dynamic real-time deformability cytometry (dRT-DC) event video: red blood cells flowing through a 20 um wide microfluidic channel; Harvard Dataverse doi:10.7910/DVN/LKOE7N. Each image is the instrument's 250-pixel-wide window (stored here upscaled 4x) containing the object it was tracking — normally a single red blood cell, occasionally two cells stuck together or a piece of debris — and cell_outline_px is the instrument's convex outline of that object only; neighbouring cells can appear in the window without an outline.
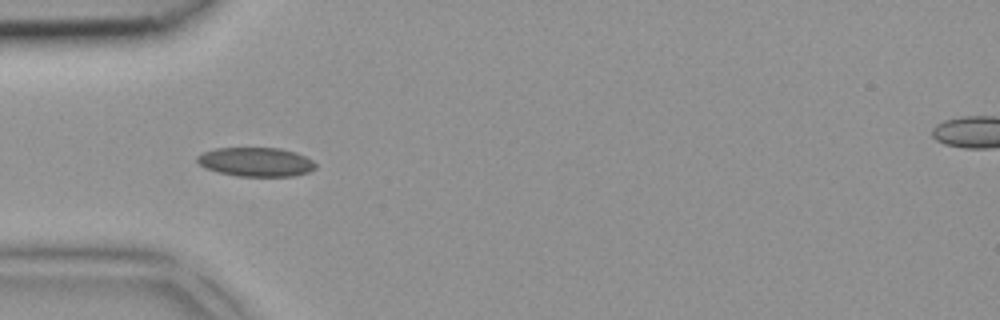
{"species": "common noctule bat (a hibernating species)", "species_latin": "Nyctalus noctula", "temperature_condition": "room temperature", "stored_images_in_passage": 3, "camera_frame_rate_fps": 3000, "um_per_image_px": 0.085, "animal": {"sex": "female", "body_mass_g": 18.4}, "frame": {"image": 1, "passage_image": 3, "time_ms": 0.667, "image_size_px": [1000, 320], "cell_outline_px": [[316, 168], [308, 172], [292, 176], [236, 176], [204, 168], [196, 160], [196, 156], [204, 152], [216, 148], [280, 148], [296, 152], [312, 160], [316, 164]], "centroid_in_image_um": [21.75, 13.76], "position_along_channel_um": 63.2, "area_um2": 20.0}}